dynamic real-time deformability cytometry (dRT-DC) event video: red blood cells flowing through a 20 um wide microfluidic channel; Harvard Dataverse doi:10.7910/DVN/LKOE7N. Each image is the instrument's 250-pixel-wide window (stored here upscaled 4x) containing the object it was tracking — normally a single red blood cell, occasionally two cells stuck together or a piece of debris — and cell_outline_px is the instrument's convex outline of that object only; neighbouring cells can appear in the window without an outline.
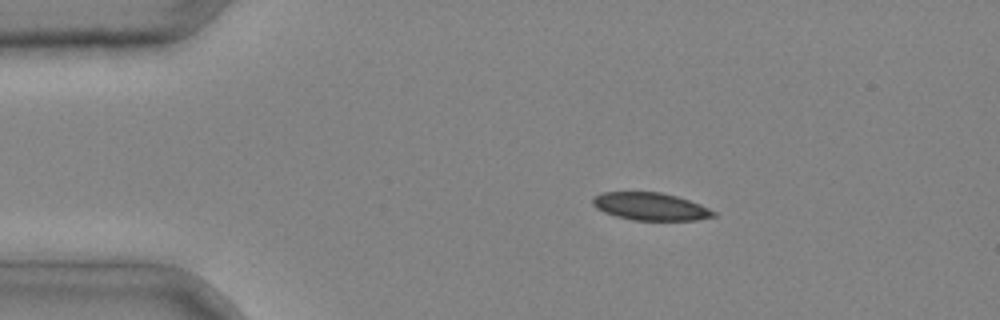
{"species": "common noctule bat (a hibernating species)", "species_latin": "Nyctalus noctula", "temperature_condition": "cold", "stored_images_in_passage": 2, "camera_frame_rate_fps": 3000, "um_per_image_px": 0.085, "animal": {"sex": "male", "body_mass_g": 20.4}, "frame": {"image": 1, "passage_image": 1, "time_ms": 0.0, "image_size_px": [1000, 320], "cell_outline_px": [[716, 216], [696, 220], [632, 220], [616, 216], [604, 212], [596, 208], [592, 204], [592, 196], [600, 192], [660, 192], [676, 196], [700, 204], [716, 212]], "centroid_in_image_um": [55.25, 17.55], "position_along_channel_um": 29.7, "area_um2": 19.48}}